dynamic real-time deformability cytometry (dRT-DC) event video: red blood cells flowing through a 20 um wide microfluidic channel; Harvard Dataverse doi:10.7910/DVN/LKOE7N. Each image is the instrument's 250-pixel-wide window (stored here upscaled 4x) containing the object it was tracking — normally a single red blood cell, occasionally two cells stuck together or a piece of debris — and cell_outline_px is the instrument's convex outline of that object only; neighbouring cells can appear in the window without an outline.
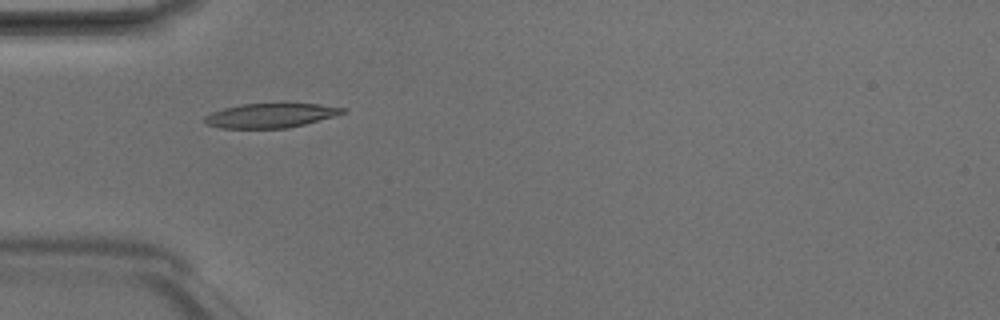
{"species": "Egyptian fruit bat (a non-hibernating species)", "species_latin": "Rousettus aegyptiacus", "temperature_condition": "room temperature", "stored_images_in_passage": 5, "camera_frame_rate_fps": 3000, "um_per_image_px": 0.085, "animal": {"sex": "male"}, "frame": {"image": 1, "passage_image": 5, "time_ms": 1.333, "image_size_px": [1000, 320], "cell_outline_px": [[348, 108], [344, 112], [336, 116], [288, 128], [220, 128], [204, 124], [204, 116], [212, 112], [224, 108], [240, 104], [320, 104]], "centroid_in_image_um": [22.99, 9.82], "position_along_channel_um": 62.0, "area_um2": 19.59}}